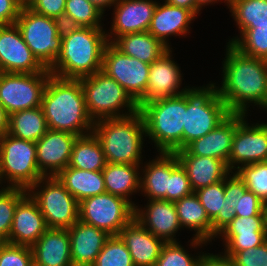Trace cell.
I'll return each instance as SVG.
<instances>
[{
    "label": "cell",
    "mask_w": 267,
    "mask_h": 266,
    "mask_svg": "<svg viewBox=\"0 0 267 266\" xmlns=\"http://www.w3.org/2000/svg\"><path fill=\"white\" fill-rule=\"evenodd\" d=\"M141 112L148 137L157 152L174 153L183 149V123L186 97L177 96L157 99L144 104Z\"/></svg>",
    "instance_id": "obj_5"
},
{
    "label": "cell",
    "mask_w": 267,
    "mask_h": 266,
    "mask_svg": "<svg viewBox=\"0 0 267 266\" xmlns=\"http://www.w3.org/2000/svg\"><path fill=\"white\" fill-rule=\"evenodd\" d=\"M182 229L195 231L190 248H202L212 243V222L195 192L174 202Z\"/></svg>",
    "instance_id": "obj_26"
},
{
    "label": "cell",
    "mask_w": 267,
    "mask_h": 266,
    "mask_svg": "<svg viewBox=\"0 0 267 266\" xmlns=\"http://www.w3.org/2000/svg\"><path fill=\"white\" fill-rule=\"evenodd\" d=\"M172 50L169 48L157 60L150 64L147 91L137 103L138 109L144 104L171 96L182 94L189 86L183 87L181 67L173 60Z\"/></svg>",
    "instance_id": "obj_17"
},
{
    "label": "cell",
    "mask_w": 267,
    "mask_h": 266,
    "mask_svg": "<svg viewBox=\"0 0 267 266\" xmlns=\"http://www.w3.org/2000/svg\"><path fill=\"white\" fill-rule=\"evenodd\" d=\"M0 175L5 187L27 190L45 177L38 168L36 143L8 133L0 137Z\"/></svg>",
    "instance_id": "obj_8"
},
{
    "label": "cell",
    "mask_w": 267,
    "mask_h": 266,
    "mask_svg": "<svg viewBox=\"0 0 267 266\" xmlns=\"http://www.w3.org/2000/svg\"><path fill=\"white\" fill-rule=\"evenodd\" d=\"M56 177L78 202L106 192L102 171L67 166Z\"/></svg>",
    "instance_id": "obj_32"
},
{
    "label": "cell",
    "mask_w": 267,
    "mask_h": 266,
    "mask_svg": "<svg viewBox=\"0 0 267 266\" xmlns=\"http://www.w3.org/2000/svg\"><path fill=\"white\" fill-rule=\"evenodd\" d=\"M183 123V149L193 140L214 130L229 114L226 104L218 94V86L212 82L202 86H189Z\"/></svg>",
    "instance_id": "obj_6"
},
{
    "label": "cell",
    "mask_w": 267,
    "mask_h": 266,
    "mask_svg": "<svg viewBox=\"0 0 267 266\" xmlns=\"http://www.w3.org/2000/svg\"><path fill=\"white\" fill-rule=\"evenodd\" d=\"M27 193V189L18 187L0 189V236L5 241L9 238L16 206Z\"/></svg>",
    "instance_id": "obj_40"
},
{
    "label": "cell",
    "mask_w": 267,
    "mask_h": 266,
    "mask_svg": "<svg viewBox=\"0 0 267 266\" xmlns=\"http://www.w3.org/2000/svg\"><path fill=\"white\" fill-rule=\"evenodd\" d=\"M80 83L88 115L94 122L125 117L139 111L137 103L125 89L102 70L80 78Z\"/></svg>",
    "instance_id": "obj_7"
},
{
    "label": "cell",
    "mask_w": 267,
    "mask_h": 266,
    "mask_svg": "<svg viewBox=\"0 0 267 266\" xmlns=\"http://www.w3.org/2000/svg\"><path fill=\"white\" fill-rule=\"evenodd\" d=\"M102 146L93 132L78 136L68 166L87 171H102L106 165Z\"/></svg>",
    "instance_id": "obj_35"
},
{
    "label": "cell",
    "mask_w": 267,
    "mask_h": 266,
    "mask_svg": "<svg viewBox=\"0 0 267 266\" xmlns=\"http://www.w3.org/2000/svg\"><path fill=\"white\" fill-rule=\"evenodd\" d=\"M218 94L230 113L248 114L250 104L267 107V60L248 56L226 43Z\"/></svg>",
    "instance_id": "obj_1"
},
{
    "label": "cell",
    "mask_w": 267,
    "mask_h": 266,
    "mask_svg": "<svg viewBox=\"0 0 267 266\" xmlns=\"http://www.w3.org/2000/svg\"><path fill=\"white\" fill-rule=\"evenodd\" d=\"M263 212H264V216L266 217V221H267V200L264 202Z\"/></svg>",
    "instance_id": "obj_54"
},
{
    "label": "cell",
    "mask_w": 267,
    "mask_h": 266,
    "mask_svg": "<svg viewBox=\"0 0 267 266\" xmlns=\"http://www.w3.org/2000/svg\"><path fill=\"white\" fill-rule=\"evenodd\" d=\"M159 155L141 165L140 194L148 200L167 201L169 177L171 175V153L159 152ZM143 175V176H142Z\"/></svg>",
    "instance_id": "obj_29"
},
{
    "label": "cell",
    "mask_w": 267,
    "mask_h": 266,
    "mask_svg": "<svg viewBox=\"0 0 267 266\" xmlns=\"http://www.w3.org/2000/svg\"><path fill=\"white\" fill-rule=\"evenodd\" d=\"M157 3L156 0H118L113 6L110 32L106 30L108 42L126 34L148 31Z\"/></svg>",
    "instance_id": "obj_18"
},
{
    "label": "cell",
    "mask_w": 267,
    "mask_h": 266,
    "mask_svg": "<svg viewBox=\"0 0 267 266\" xmlns=\"http://www.w3.org/2000/svg\"><path fill=\"white\" fill-rule=\"evenodd\" d=\"M90 3L95 5L98 9H100L103 13L109 8L111 9V6L113 8L114 4L118 0H88Z\"/></svg>",
    "instance_id": "obj_52"
},
{
    "label": "cell",
    "mask_w": 267,
    "mask_h": 266,
    "mask_svg": "<svg viewBox=\"0 0 267 266\" xmlns=\"http://www.w3.org/2000/svg\"><path fill=\"white\" fill-rule=\"evenodd\" d=\"M24 4L23 0H0V25L15 24Z\"/></svg>",
    "instance_id": "obj_48"
},
{
    "label": "cell",
    "mask_w": 267,
    "mask_h": 266,
    "mask_svg": "<svg viewBox=\"0 0 267 266\" xmlns=\"http://www.w3.org/2000/svg\"><path fill=\"white\" fill-rule=\"evenodd\" d=\"M15 24L33 55L49 69L62 48L63 23L37 14L24 4Z\"/></svg>",
    "instance_id": "obj_9"
},
{
    "label": "cell",
    "mask_w": 267,
    "mask_h": 266,
    "mask_svg": "<svg viewBox=\"0 0 267 266\" xmlns=\"http://www.w3.org/2000/svg\"><path fill=\"white\" fill-rule=\"evenodd\" d=\"M47 130L48 127L41 106L9 115L8 134L16 138L36 143L46 134Z\"/></svg>",
    "instance_id": "obj_36"
},
{
    "label": "cell",
    "mask_w": 267,
    "mask_h": 266,
    "mask_svg": "<svg viewBox=\"0 0 267 266\" xmlns=\"http://www.w3.org/2000/svg\"><path fill=\"white\" fill-rule=\"evenodd\" d=\"M77 138V135L66 131L48 129L36 142L38 168L45 177L57 176L68 166Z\"/></svg>",
    "instance_id": "obj_19"
},
{
    "label": "cell",
    "mask_w": 267,
    "mask_h": 266,
    "mask_svg": "<svg viewBox=\"0 0 267 266\" xmlns=\"http://www.w3.org/2000/svg\"><path fill=\"white\" fill-rule=\"evenodd\" d=\"M112 44L123 54L152 64L169 48L148 31L117 37Z\"/></svg>",
    "instance_id": "obj_33"
},
{
    "label": "cell",
    "mask_w": 267,
    "mask_h": 266,
    "mask_svg": "<svg viewBox=\"0 0 267 266\" xmlns=\"http://www.w3.org/2000/svg\"><path fill=\"white\" fill-rule=\"evenodd\" d=\"M235 172L244 181L248 191L253 192L262 202L267 200V161L243 165Z\"/></svg>",
    "instance_id": "obj_41"
},
{
    "label": "cell",
    "mask_w": 267,
    "mask_h": 266,
    "mask_svg": "<svg viewBox=\"0 0 267 266\" xmlns=\"http://www.w3.org/2000/svg\"><path fill=\"white\" fill-rule=\"evenodd\" d=\"M197 2V6L202 10L203 7L207 6V5H212L215 3H220V2H224L227 6H229V0H196Z\"/></svg>",
    "instance_id": "obj_53"
},
{
    "label": "cell",
    "mask_w": 267,
    "mask_h": 266,
    "mask_svg": "<svg viewBox=\"0 0 267 266\" xmlns=\"http://www.w3.org/2000/svg\"><path fill=\"white\" fill-rule=\"evenodd\" d=\"M259 122L249 124L246 116L237 125L228 158L231 172L243 165L267 161V127Z\"/></svg>",
    "instance_id": "obj_14"
},
{
    "label": "cell",
    "mask_w": 267,
    "mask_h": 266,
    "mask_svg": "<svg viewBox=\"0 0 267 266\" xmlns=\"http://www.w3.org/2000/svg\"><path fill=\"white\" fill-rule=\"evenodd\" d=\"M227 8L240 35L248 28L267 25V0H229Z\"/></svg>",
    "instance_id": "obj_37"
},
{
    "label": "cell",
    "mask_w": 267,
    "mask_h": 266,
    "mask_svg": "<svg viewBox=\"0 0 267 266\" xmlns=\"http://www.w3.org/2000/svg\"><path fill=\"white\" fill-rule=\"evenodd\" d=\"M2 184H3V183H2L1 175H0V187H1V188H4L5 186L2 187Z\"/></svg>",
    "instance_id": "obj_58"
},
{
    "label": "cell",
    "mask_w": 267,
    "mask_h": 266,
    "mask_svg": "<svg viewBox=\"0 0 267 266\" xmlns=\"http://www.w3.org/2000/svg\"><path fill=\"white\" fill-rule=\"evenodd\" d=\"M31 250L40 266H73L68 229L48 228Z\"/></svg>",
    "instance_id": "obj_27"
},
{
    "label": "cell",
    "mask_w": 267,
    "mask_h": 266,
    "mask_svg": "<svg viewBox=\"0 0 267 266\" xmlns=\"http://www.w3.org/2000/svg\"><path fill=\"white\" fill-rule=\"evenodd\" d=\"M223 240L222 253H237L261 246L267 241V221L265 216L235 218L217 235Z\"/></svg>",
    "instance_id": "obj_20"
},
{
    "label": "cell",
    "mask_w": 267,
    "mask_h": 266,
    "mask_svg": "<svg viewBox=\"0 0 267 266\" xmlns=\"http://www.w3.org/2000/svg\"><path fill=\"white\" fill-rule=\"evenodd\" d=\"M27 192L36 201L48 228L69 229L79 220V202L56 176L39 179Z\"/></svg>",
    "instance_id": "obj_10"
},
{
    "label": "cell",
    "mask_w": 267,
    "mask_h": 266,
    "mask_svg": "<svg viewBox=\"0 0 267 266\" xmlns=\"http://www.w3.org/2000/svg\"><path fill=\"white\" fill-rule=\"evenodd\" d=\"M105 30L64 25L62 48L49 72L60 78L80 79L101 71L103 53L109 43Z\"/></svg>",
    "instance_id": "obj_3"
},
{
    "label": "cell",
    "mask_w": 267,
    "mask_h": 266,
    "mask_svg": "<svg viewBox=\"0 0 267 266\" xmlns=\"http://www.w3.org/2000/svg\"><path fill=\"white\" fill-rule=\"evenodd\" d=\"M212 222V240L235 218V209L224 201L225 180L194 191Z\"/></svg>",
    "instance_id": "obj_30"
},
{
    "label": "cell",
    "mask_w": 267,
    "mask_h": 266,
    "mask_svg": "<svg viewBox=\"0 0 267 266\" xmlns=\"http://www.w3.org/2000/svg\"><path fill=\"white\" fill-rule=\"evenodd\" d=\"M224 201L235 209V216H264V202L253 192L248 191L244 181L236 172H231L225 178Z\"/></svg>",
    "instance_id": "obj_34"
},
{
    "label": "cell",
    "mask_w": 267,
    "mask_h": 266,
    "mask_svg": "<svg viewBox=\"0 0 267 266\" xmlns=\"http://www.w3.org/2000/svg\"><path fill=\"white\" fill-rule=\"evenodd\" d=\"M92 132L102 146L107 163L143 164L142 149L147 137L140 111L125 117L97 120Z\"/></svg>",
    "instance_id": "obj_4"
},
{
    "label": "cell",
    "mask_w": 267,
    "mask_h": 266,
    "mask_svg": "<svg viewBox=\"0 0 267 266\" xmlns=\"http://www.w3.org/2000/svg\"><path fill=\"white\" fill-rule=\"evenodd\" d=\"M118 236L125 243L134 266H155L166 243L144 228L135 218L121 229Z\"/></svg>",
    "instance_id": "obj_24"
},
{
    "label": "cell",
    "mask_w": 267,
    "mask_h": 266,
    "mask_svg": "<svg viewBox=\"0 0 267 266\" xmlns=\"http://www.w3.org/2000/svg\"><path fill=\"white\" fill-rule=\"evenodd\" d=\"M33 255L30 246L5 243L0 248V266H30Z\"/></svg>",
    "instance_id": "obj_45"
},
{
    "label": "cell",
    "mask_w": 267,
    "mask_h": 266,
    "mask_svg": "<svg viewBox=\"0 0 267 266\" xmlns=\"http://www.w3.org/2000/svg\"><path fill=\"white\" fill-rule=\"evenodd\" d=\"M223 254L231 259L234 266H267V241L258 247Z\"/></svg>",
    "instance_id": "obj_46"
},
{
    "label": "cell",
    "mask_w": 267,
    "mask_h": 266,
    "mask_svg": "<svg viewBox=\"0 0 267 266\" xmlns=\"http://www.w3.org/2000/svg\"><path fill=\"white\" fill-rule=\"evenodd\" d=\"M261 110H263V111L266 112V111H267V107H265V108H263V109H261ZM263 124L267 127V122H265V123L263 122Z\"/></svg>",
    "instance_id": "obj_56"
},
{
    "label": "cell",
    "mask_w": 267,
    "mask_h": 266,
    "mask_svg": "<svg viewBox=\"0 0 267 266\" xmlns=\"http://www.w3.org/2000/svg\"><path fill=\"white\" fill-rule=\"evenodd\" d=\"M30 266H40V265L33 261V262L30 264Z\"/></svg>",
    "instance_id": "obj_57"
},
{
    "label": "cell",
    "mask_w": 267,
    "mask_h": 266,
    "mask_svg": "<svg viewBox=\"0 0 267 266\" xmlns=\"http://www.w3.org/2000/svg\"><path fill=\"white\" fill-rule=\"evenodd\" d=\"M166 3L191 10L196 16H198L201 9L197 6L196 0H163Z\"/></svg>",
    "instance_id": "obj_50"
},
{
    "label": "cell",
    "mask_w": 267,
    "mask_h": 266,
    "mask_svg": "<svg viewBox=\"0 0 267 266\" xmlns=\"http://www.w3.org/2000/svg\"><path fill=\"white\" fill-rule=\"evenodd\" d=\"M104 14L88 0H66L64 25L74 27L103 28Z\"/></svg>",
    "instance_id": "obj_38"
},
{
    "label": "cell",
    "mask_w": 267,
    "mask_h": 266,
    "mask_svg": "<svg viewBox=\"0 0 267 266\" xmlns=\"http://www.w3.org/2000/svg\"><path fill=\"white\" fill-rule=\"evenodd\" d=\"M6 243V241L0 236V248Z\"/></svg>",
    "instance_id": "obj_55"
},
{
    "label": "cell",
    "mask_w": 267,
    "mask_h": 266,
    "mask_svg": "<svg viewBox=\"0 0 267 266\" xmlns=\"http://www.w3.org/2000/svg\"><path fill=\"white\" fill-rule=\"evenodd\" d=\"M197 266H234L229 257L222 252L218 254L202 253Z\"/></svg>",
    "instance_id": "obj_49"
},
{
    "label": "cell",
    "mask_w": 267,
    "mask_h": 266,
    "mask_svg": "<svg viewBox=\"0 0 267 266\" xmlns=\"http://www.w3.org/2000/svg\"><path fill=\"white\" fill-rule=\"evenodd\" d=\"M141 207L135 206L134 218L144 228L165 242H178L176 234L182 227L174 202L148 200L145 207Z\"/></svg>",
    "instance_id": "obj_21"
},
{
    "label": "cell",
    "mask_w": 267,
    "mask_h": 266,
    "mask_svg": "<svg viewBox=\"0 0 267 266\" xmlns=\"http://www.w3.org/2000/svg\"><path fill=\"white\" fill-rule=\"evenodd\" d=\"M246 116L248 115L230 113L214 130L193 140L184 149L175 151V155L213 157L228 165L236 127Z\"/></svg>",
    "instance_id": "obj_16"
},
{
    "label": "cell",
    "mask_w": 267,
    "mask_h": 266,
    "mask_svg": "<svg viewBox=\"0 0 267 266\" xmlns=\"http://www.w3.org/2000/svg\"><path fill=\"white\" fill-rule=\"evenodd\" d=\"M196 15L188 9L170 5L163 1L157 3L151 19L148 32L160 40L166 47L171 48L168 43L171 36H187Z\"/></svg>",
    "instance_id": "obj_23"
},
{
    "label": "cell",
    "mask_w": 267,
    "mask_h": 266,
    "mask_svg": "<svg viewBox=\"0 0 267 266\" xmlns=\"http://www.w3.org/2000/svg\"><path fill=\"white\" fill-rule=\"evenodd\" d=\"M176 156L187 173L193 191L225 180L231 173L228 165L220 159L196 155Z\"/></svg>",
    "instance_id": "obj_28"
},
{
    "label": "cell",
    "mask_w": 267,
    "mask_h": 266,
    "mask_svg": "<svg viewBox=\"0 0 267 266\" xmlns=\"http://www.w3.org/2000/svg\"><path fill=\"white\" fill-rule=\"evenodd\" d=\"M9 129V114L0 103V137L8 133Z\"/></svg>",
    "instance_id": "obj_51"
},
{
    "label": "cell",
    "mask_w": 267,
    "mask_h": 266,
    "mask_svg": "<svg viewBox=\"0 0 267 266\" xmlns=\"http://www.w3.org/2000/svg\"><path fill=\"white\" fill-rule=\"evenodd\" d=\"M50 75L47 68L36 73L0 72V103L7 113L10 115L41 106Z\"/></svg>",
    "instance_id": "obj_12"
},
{
    "label": "cell",
    "mask_w": 267,
    "mask_h": 266,
    "mask_svg": "<svg viewBox=\"0 0 267 266\" xmlns=\"http://www.w3.org/2000/svg\"><path fill=\"white\" fill-rule=\"evenodd\" d=\"M25 5L33 12L63 23L66 0H26Z\"/></svg>",
    "instance_id": "obj_47"
},
{
    "label": "cell",
    "mask_w": 267,
    "mask_h": 266,
    "mask_svg": "<svg viewBox=\"0 0 267 266\" xmlns=\"http://www.w3.org/2000/svg\"><path fill=\"white\" fill-rule=\"evenodd\" d=\"M150 64L123 54L112 43L103 53L102 71L117 81L138 103L147 91Z\"/></svg>",
    "instance_id": "obj_13"
},
{
    "label": "cell",
    "mask_w": 267,
    "mask_h": 266,
    "mask_svg": "<svg viewBox=\"0 0 267 266\" xmlns=\"http://www.w3.org/2000/svg\"><path fill=\"white\" fill-rule=\"evenodd\" d=\"M48 229L36 201L27 193L17 204L7 243L32 246Z\"/></svg>",
    "instance_id": "obj_22"
},
{
    "label": "cell",
    "mask_w": 267,
    "mask_h": 266,
    "mask_svg": "<svg viewBox=\"0 0 267 266\" xmlns=\"http://www.w3.org/2000/svg\"><path fill=\"white\" fill-rule=\"evenodd\" d=\"M135 207L122 197L103 193L79 202V220L118 236L134 219Z\"/></svg>",
    "instance_id": "obj_11"
},
{
    "label": "cell",
    "mask_w": 267,
    "mask_h": 266,
    "mask_svg": "<svg viewBox=\"0 0 267 266\" xmlns=\"http://www.w3.org/2000/svg\"><path fill=\"white\" fill-rule=\"evenodd\" d=\"M41 108L47 127L77 136L92 132L94 121L89 117L80 79H65L50 75Z\"/></svg>",
    "instance_id": "obj_2"
},
{
    "label": "cell",
    "mask_w": 267,
    "mask_h": 266,
    "mask_svg": "<svg viewBox=\"0 0 267 266\" xmlns=\"http://www.w3.org/2000/svg\"><path fill=\"white\" fill-rule=\"evenodd\" d=\"M68 234L73 266H92L111 237L106 231L80 220L68 229Z\"/></svg>",
    "instance_id": "obj_25"
},
{
    "label": "cell",
    "mask_w": 267,
    "mask_h": 266,
    "mask_svg": "<svg viewBox=\"0 0 267 266\" xmlns=\"http://www.w3.org/2000/svg\"><path fill=\"white\" fill-rule=\"evenodd\" d=\"M227 43H231L245 55L267 60V25L248 28Z\"/></svg>",
    "instance_id": "obj_39"
},
{
    "label": "cell",
    "mask_w": 267,
    "mask_h": 266,
    "mask_svg": "<svg viewBox=\"0 0 267 266\" xmlns=\"http://www.w3.org/2000/svg\"><path fill=\"white\" fill-rule=\"evenodd\" d=\"M92 266H134L131 255L119 236H111Z\"/></svg>",
    "instance_id": "obj_42"
},
{
    "label": "cell",
    "mask_w": 267,
    "mask_h": 266,
    "mask_svg": "<svg viewBox=\"0 0 267 266\" xmlns=\"http://www.w3.org/2000/svg\"><path fill=\"white\" fill-rule=\"evenodd\" d=\"M179 242H166L155 266H197L202 251L198 255L189 254ZM192 255V256H191Z\"/></svg>",
    "instance_id": "obj_43"
},
{
    "label": "cell",
    "mask_w": 267,
    "mask_h": 266,
    "mask_svg": "<svg viewBox=\"0 0 267 266\" xmlns=\"http://www.w3.org/2000/svg\"><path fill=\"white\" fill-rule=\"evenodd\" d=\"M193 192L185 169L179 163L175 153H171V175L169 177L167 201L175 202Z\"/></svg>",
    "instance_id": "obj_44"
},
{
    "label": "cell",
    "mask_w": 267,
    "mask_h": 266,
    "mask_svg": "<svg viewBox=\"0 0 267 266\" xmlns=\"http://www.w3.org/2000/svg\"><path fill=\"white\" fill-rule=\"evenodd\" d=\"M140 172V165L106 163L102 170L106 193L122 197L135 207L130 196L140 193Z\"/></svg>",
    "instance_id": "obj_31"
},
{
    "label": "cell",
    "mask_w": 267,
    "mask_h": 266,
    "mask_svg": "<svg viewBox=\"0 0 267 266\" xmlns=\"http://www.w3.org/2000/svg\"><path fill=\"white\" fill-rule=\"evenodd\" d=\"M45 69L23 40L16 24L0 25V72L36 73Z\"/></svg>",
    "instance_id": "obj_15"
}]
</instances>
